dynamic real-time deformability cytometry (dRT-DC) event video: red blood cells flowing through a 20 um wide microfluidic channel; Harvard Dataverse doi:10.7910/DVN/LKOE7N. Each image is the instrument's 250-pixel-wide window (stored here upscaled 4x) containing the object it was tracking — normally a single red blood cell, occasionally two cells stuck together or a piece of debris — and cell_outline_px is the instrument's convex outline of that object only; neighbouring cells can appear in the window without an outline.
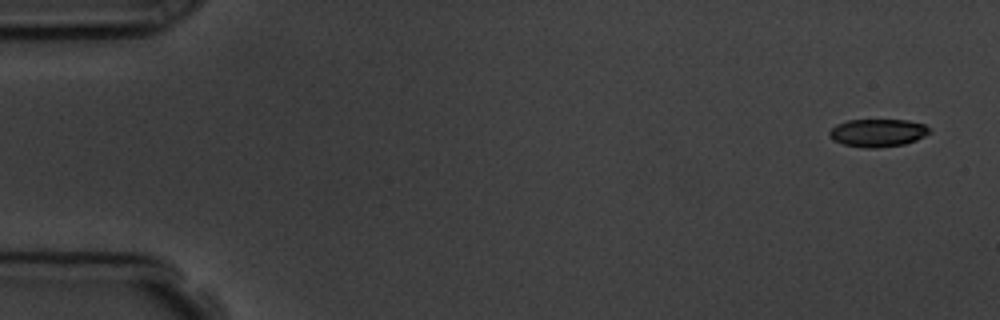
{"species": "common noctule bat (a hibernating species)", "species_latin": "Nyctalus noctula", "temperature_condition": "room temperature", "stored_images_in_passage": 4, "camera_frame_rate_fps": 3000, "um_per_image_px": 0.085, "animal": {"sex": "male", "body_mass_g": 19.5, "forearm_length_mm": 54.6}, "frame": {"image": 1, "passage_image": 1, "time_ms": 0.0, "image_size_px": [1000, 320], "cell_outline_px": [[932, 132], [916, 140], [904, 144], [876, 148], [864, 148], [844, 144], [832, 140], [828, 136], [828, 132], [836, 124], [848, 120], [908, 120], [924, 124]], "centroid_in_image_um": [74.59, 11.29], "position_along_channel_um": 10.4, "area_um2": 16.3}}
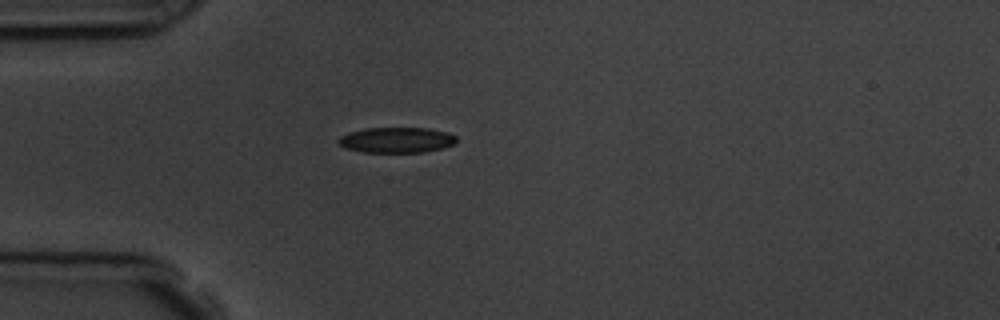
{"frame": {"image": 2, "passage_image": 4, "time_ms": 4.333, "image_size_px": [1000, 320], "cell_outline_px": [[456, 144], [444, 148], [424, 152], [364, 152], [348, 148], [340, 144], [336, 140], [340, 136], [348, 132], [364, 128], [428, 128], [448, 132], [456, 136]], "centroid_in_image_um": [33.74, 11.89], "position_along_channel_um": 51.3, "area_um2": 17.63}}